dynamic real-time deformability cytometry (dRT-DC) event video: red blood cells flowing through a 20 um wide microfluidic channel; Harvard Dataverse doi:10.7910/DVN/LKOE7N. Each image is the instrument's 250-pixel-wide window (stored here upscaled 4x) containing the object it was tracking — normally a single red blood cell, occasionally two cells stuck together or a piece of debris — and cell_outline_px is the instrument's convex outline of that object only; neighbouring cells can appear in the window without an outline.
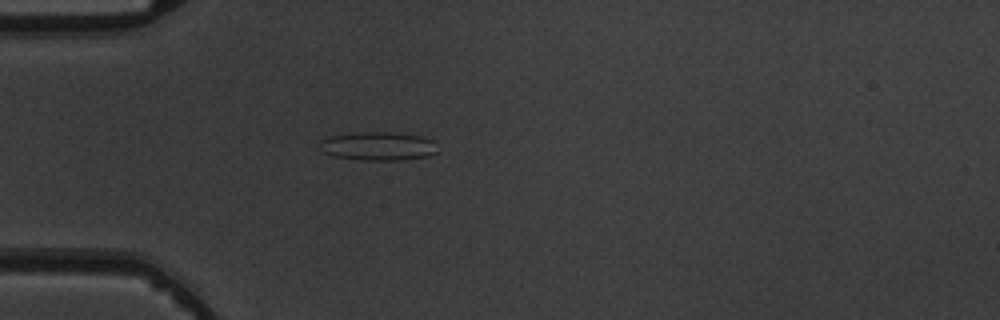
{"species": "common noctule bat (a hibernating species)", "species_latin": "Nyctalus noctula", "temperature_condition": "warm", "stored_images_in_passage": 4, "camera_frame_rate_fps": 3000, "um_per_image_px": 0.085, "animal": {"sex": "male", "body_mass_g": 19.5, "forearm_length_mm": 54.6}, "frame": {"image": 1, "passage_image": 4, "time_ms": 3.333, "image_size_px": [1000, 320], "cell_outline_px": [[436, 152], [428, 156], [400, 160], [360, 160], [332, 156], [324, 152], [320, 140], [328, 136], [360, 132], [392, 132], [420, 136], [432, 140]], "centroid_in_image_um": [32.11, 12.42], "position_along_channel_um": 52.9, "area_um2": 19.42}}